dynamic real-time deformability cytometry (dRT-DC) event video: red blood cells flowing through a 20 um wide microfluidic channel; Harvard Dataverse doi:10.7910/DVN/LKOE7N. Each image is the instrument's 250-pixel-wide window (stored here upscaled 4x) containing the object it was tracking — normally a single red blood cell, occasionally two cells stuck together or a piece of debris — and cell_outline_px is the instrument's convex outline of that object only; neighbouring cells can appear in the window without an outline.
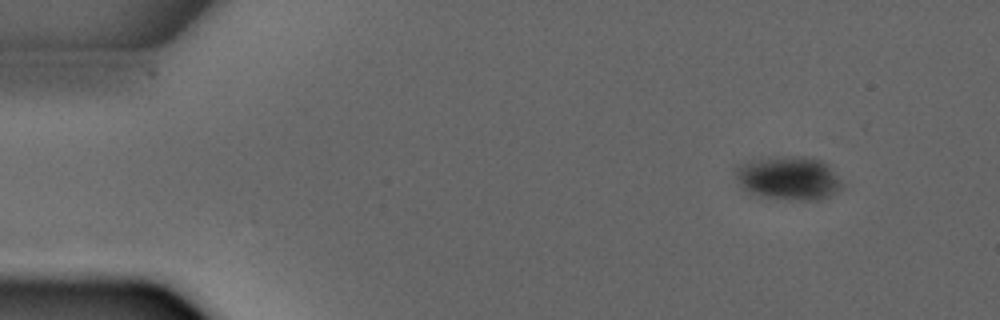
{"species": "common noctule bat (a hibernating species)", "species_latin": "Nyctalus noctula", "temperature_condition": "warm", "stored_images_in_passage": 4, "camera_frame_rate_fps": 3000, "um_per_image_px": 0.085, "animal": {"sex": "male", "forearm_length_mm": 52.5}, "frame": {"image": 1, "passage_image": 1, "time_ms": 0.0, "image_size_px": [1000, 320], "cell_outline_px": [[844, 184], [836, 192], [820, 200], [800, 200], [764, 196], [748, 192], [736, 180], [732, 172], [732, 168], [736, 164], [748, 160], [784, 156], [808, 156], [820, 160], [828, 164]], "centroid_in_image_um": [66.98, 15.11], "position_along_channel_um": 18.0, "area_um2": 27.4}}